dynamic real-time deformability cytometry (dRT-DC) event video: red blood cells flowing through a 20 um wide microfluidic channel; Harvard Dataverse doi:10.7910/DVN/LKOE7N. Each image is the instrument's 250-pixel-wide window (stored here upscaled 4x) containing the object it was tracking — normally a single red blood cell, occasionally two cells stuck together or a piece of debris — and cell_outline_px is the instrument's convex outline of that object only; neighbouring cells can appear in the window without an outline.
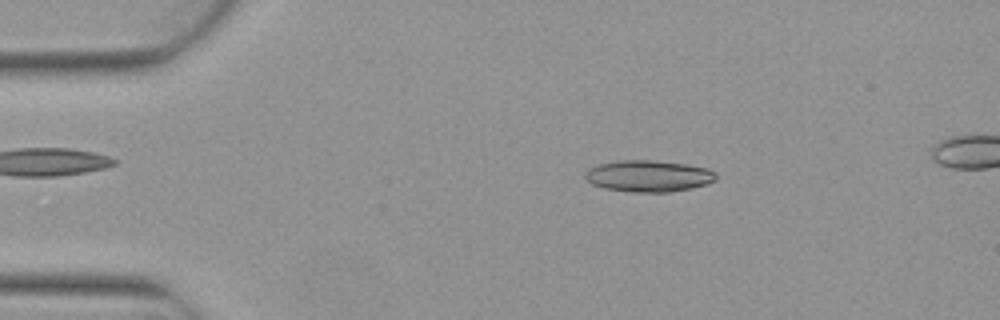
{"species": "Egyptian fruit bat (a non-hibernating species)", "species_latin": "Rousettus aegyptiacus", "temperature_condition": "warm", "stored_images_in_passage": 4, "camera_frame_rate_fps": 3000, "um_per_image_px": 0.085, "animal": {"sex": "female"}, "frame": {"image": 1, "passage_image": 2, "time_ms": 0.333, "image_size_px": [1000, 320], "cell_outline_px": [[716, 180], [708, 184], [668, 192], [632, 192], [604, 188], [592, 184], [584, 176], [584, 172], [588, 168], [600, 164], [620, 160], [652, 160], [688, 164], [708, 168], [716, 172]], "centroid_in_image_um": [55.13, 14.95], "position_along_channel_um": 29.9, "area_um2": 24.1}}